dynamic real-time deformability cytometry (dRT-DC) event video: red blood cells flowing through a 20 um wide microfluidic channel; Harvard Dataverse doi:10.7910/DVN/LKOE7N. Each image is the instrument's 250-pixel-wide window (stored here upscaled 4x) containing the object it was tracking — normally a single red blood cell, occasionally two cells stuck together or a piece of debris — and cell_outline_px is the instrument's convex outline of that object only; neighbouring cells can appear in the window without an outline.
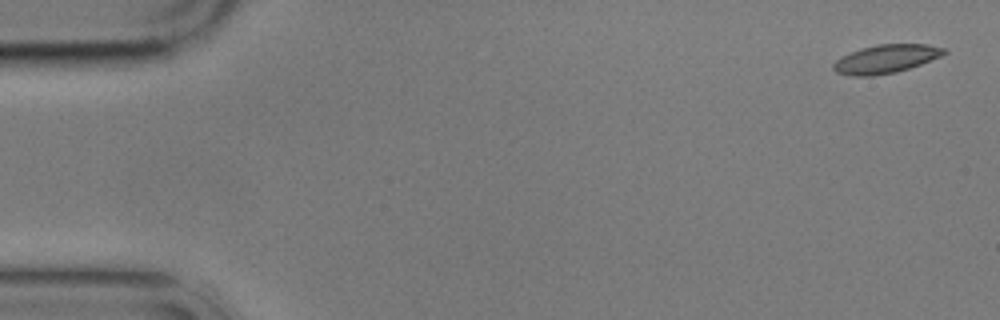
{"species": "common noctule bat (a hibernating species)", "species_latin": "Nyctalus noctula", "temperature_condition": "cold", "stored_images_in_passage": 14, "camera_frame_rate_fps": 3000, "um_per_image_px": 0.085, "animal": {"sex": "male", "body_mass_g": 17.9}, "frame": {"image": 1, "passage_image": 1, "time_ms": 0.0, "image_size_px": [1000, 320], "cell_outline_px": [[948, 52], [940, 56], [920, 64], [896, 72], [872, 76], [852, 76], [836, 72], [832, 68], [832, 64], [836, 60], [852, 52], [876, 44], [928, 44], [948, 48]], "centroid_in_image_um": [75.33, 5.0], "position_along_channel_um": 9.7, "area_um2": 18.21}}
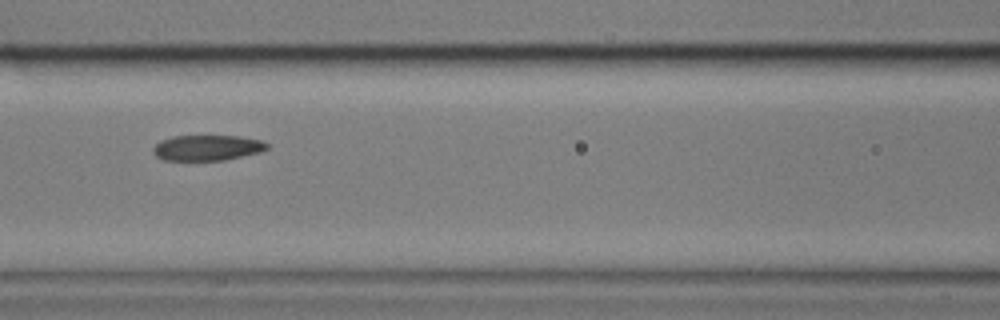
{"frame": {"image": 2, "passage_image": 6, "time_ms": 7.667, "image_size_px": [1000, 320], "cell_outline_px": [[268, 148], [260, 152], [224, 160], [164, 160], [156, 156], [152, 152], [152, 148], [160, 140], [172, 136], [240, 136], [260, 140], [268, 144]], "centroid_in_image_um": [17.58, 12.56], "position_along_channel_um": 149.0, "area_um2": 16.94}}
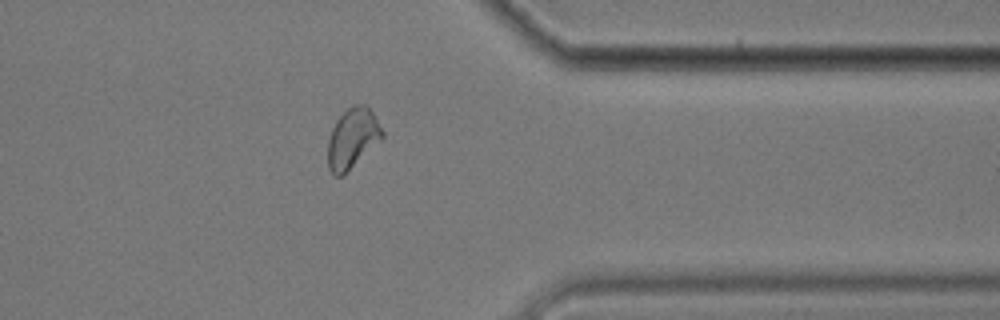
{"frame": {"image": 3, "passage_image": 12, "time_ms": 14.667, "image_size_px": [1000, 320], "cell_outline_px": [[384, 136], [344, 176], [336, 176], [328, 168], [328, 140], [332, 128], [336, 120], [352, 104], [364, 104], [372, 112], [384, 132]], "centroid_in_image_um": [29.95, 11.77], "position_along_channel_um": 381.4, "area_um2": 18.96}, "authors_computed_cell_mechanics": {"area_um2": 18.1203, "velocity_mm_per_s": 3.4705, "shape_relaxation_time_tau1_ms": 6.4017, "shape_relaxation_time_tau2_ms": 0.7869, "deformation_change_tau1": 0.1668, "deformation_change_tau2": 0.0495}}